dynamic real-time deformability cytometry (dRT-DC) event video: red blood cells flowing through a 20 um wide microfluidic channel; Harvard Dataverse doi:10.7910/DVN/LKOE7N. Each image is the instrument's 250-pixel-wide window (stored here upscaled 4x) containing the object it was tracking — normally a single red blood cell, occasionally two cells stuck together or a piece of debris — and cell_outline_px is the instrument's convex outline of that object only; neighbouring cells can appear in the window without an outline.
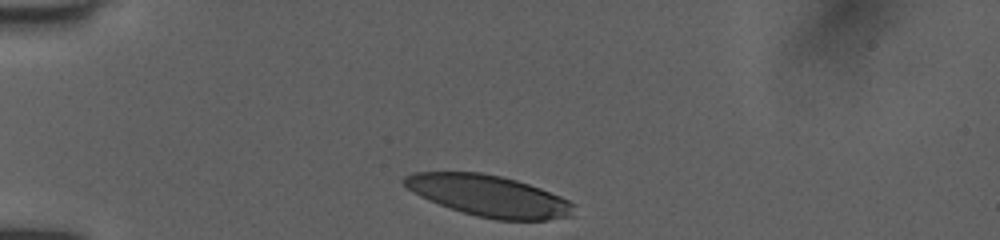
{"species": "human", "species_latin": "Homo sapiens", "temperature_condition": "room temperature", "stored_images_in_passage": 32, "camera_frame_rate_fps": 3000, "um_per_image_px": 0.085, "donor": {"sex": "female"}, "frame": {"image": 1, "passage_image": 1, "time_ms": 0.0, "image_size_px": [1000, 240], "cell_outline_px": [[572, 216], [548, 220], [496, 220], [476, 216], [428, 200], [412, 192], [400, 180], [404, 176], [412, 172], [480, 172], [500, 176], [516, 180], [540, 188], [560, 196], [568, 200], [572, 204]], "centroid_in_image_um": [41.51, 16.64], "position_along_channel_um": 43.5, "area_um2": 40.52}}
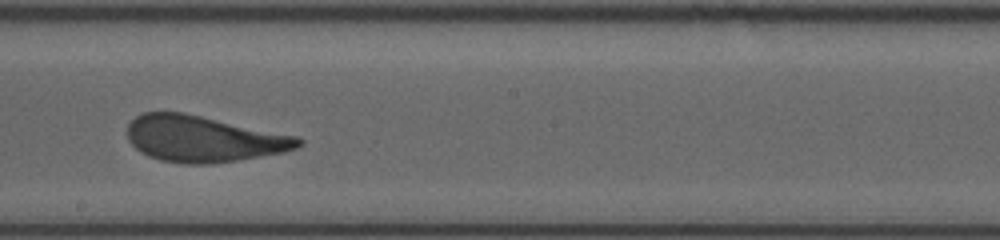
{"frame": {"image": 2, "passage_image": 18, "time_ms": 5.667, "image_size_px": [1000, 240], "cell_outline_px": [[304, 144], [296, 148], [284, 152], [236, 160], [208, 164], [184, 164], [160, 160], [148, 156], [140, 152], [128, 140], [128, 124], [136, 116], [144, 112], [184, 112], [296, 136], [304, 140]], "centroid_in_image_um": [17.27, 11.8], "position_along_channel_um": 230.9, "area_um2": 45.89}}
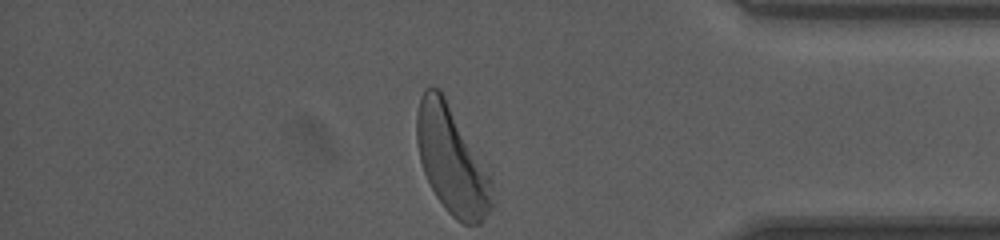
{"frame": {"image": 3, "passage_image": 32, "time_ms": 10.333, "image_size_px": [1000, 240], "cell_outline_px": [[496, 204], [480, 224], [464, 224], [456, 220], [444, 208], [436, 196], [424, 172], [420, 160], [416, 140], [416, 112], [420, 96], [424, 88], [428, 84], [432, 84], [440, 88], [492, 176]], "centroid_in_image_um": [38.43, 13.62], "position_along_channel_um": 396.8, "area_um2": 48.15}, "authors_computed_cell_mechanics": {"area_um2": 46.3556, "velocity_mm_per_s": 4.0086, "shape_relaxation_time_tau1_ms": 3.4957, "shape_relaxation_time_tau2_ms": 1.0629, "deformation_change_tau1": 0.1818, "deformation_change_tau2": 0.1056}}